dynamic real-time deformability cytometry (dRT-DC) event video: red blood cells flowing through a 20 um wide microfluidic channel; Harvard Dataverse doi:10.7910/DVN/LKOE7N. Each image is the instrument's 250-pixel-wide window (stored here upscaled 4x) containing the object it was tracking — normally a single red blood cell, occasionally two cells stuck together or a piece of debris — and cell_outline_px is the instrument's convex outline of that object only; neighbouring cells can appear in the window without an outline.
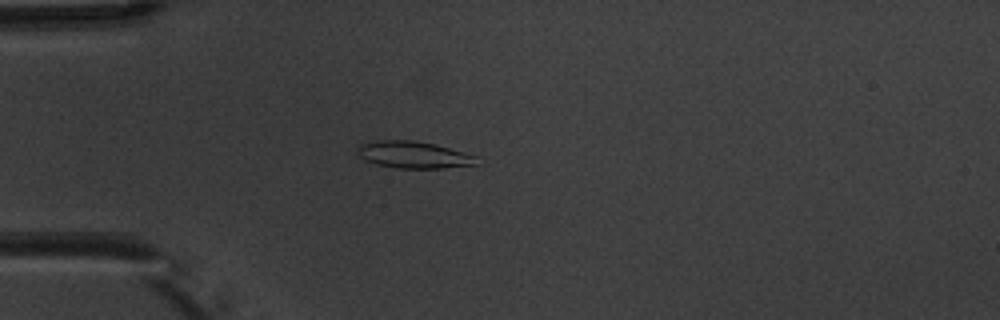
{"species": "common noctule bat (a hibernating species)", "species_latin": "Nyctalus noctula", "temperature_condition": "warm", "stored_images_in_passage": 4, "camera_frame_rate_fps": 3000, "um_per_image_px": 0.085, "animal": {"sex": "male", "body_mass_g": 20.1, "forearm_length_mm": 53.5}, "frame": {"image": 1, "passage_image": 3, "time_ms": 3.333, "image_size_px": [1000, 320], "cell_outline_px": [[480, 164], [440, 168], [396, 168], [376, 164], [364, 160], [356, 152], [356, 148], [360, 144], [376, 140], [412, 140], [436, 144], [476, 156]], "centroid_in_image_um": [35.13, 13.15], "position_along_channel_um": 49.9, "area_um2": 18.79}}